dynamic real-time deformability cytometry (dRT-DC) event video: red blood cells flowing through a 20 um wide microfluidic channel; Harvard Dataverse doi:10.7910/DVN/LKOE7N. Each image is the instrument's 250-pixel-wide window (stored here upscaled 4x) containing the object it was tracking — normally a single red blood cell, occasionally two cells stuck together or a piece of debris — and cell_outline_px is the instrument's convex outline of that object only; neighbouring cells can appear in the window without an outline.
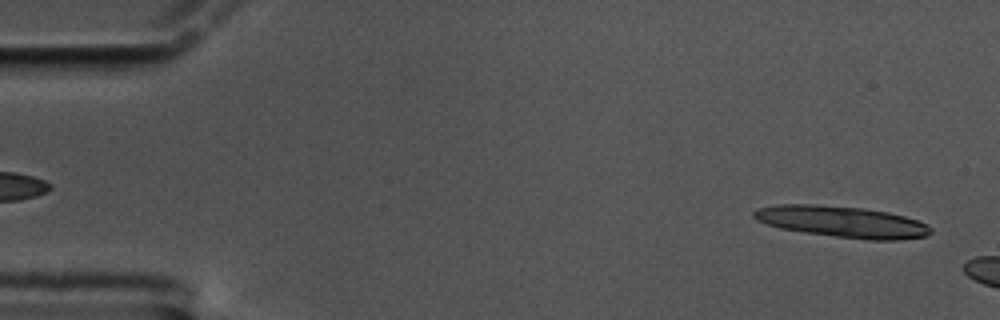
{"species": "common noctule bat (a hibernating species)", "species_latin": "Nyctalus noctula", "temperature_condition": "cold", "stored_images_in_passage": 7, "camera_frame_rate_fps": 3000, "um_per_image_px": 0.085, "animal": {"sex": "male", "body_mass_g": 17.5, "forearm_length_mm": 52.3}, "frame": {"image": 1, "passage_image": 2, "time_ms": 0.333, "image_size_px": [1000, 320], "cell_outline_px": [[932, 232], [928, 236], [900, 240], [872, 240], [836, 236], [804, 232], [780, 228], [756, 220], [752, 216], [752, 212], [756, 208], [776, 204], [816, 204], [864, 208], [888, 212], [904, 216], [928, 224], [932, 228]], "centroid_in_image_um": [71.59, 18.84], "position_along_channel_um": 13.4, "area_um2": 32.43}}